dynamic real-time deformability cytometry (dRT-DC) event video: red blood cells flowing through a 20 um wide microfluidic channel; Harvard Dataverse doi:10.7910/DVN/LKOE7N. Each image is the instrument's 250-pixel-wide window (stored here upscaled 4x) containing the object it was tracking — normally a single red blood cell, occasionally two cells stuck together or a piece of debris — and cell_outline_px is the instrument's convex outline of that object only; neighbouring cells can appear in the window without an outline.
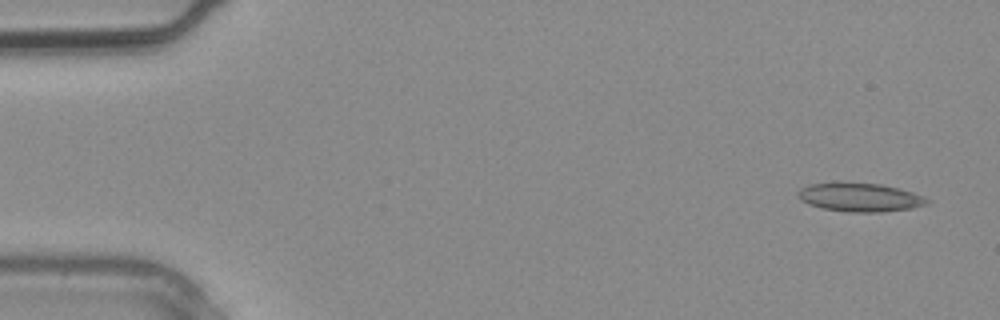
{"species": "common noctule bat (a hibernating species)", "species_latin": "Nyctalus noctula", "temperature_condition": "warm", "stored_images_in_passage": 3, "camera_frame_rate_fps": 3000, "um_per_image_px": 0.085, "animal": {"sex": "male", "body_mass_g": 20.4}, "frame": {"image": 1, "passage_image": 1, "time_ms": 0.0, "image_size_px": [1000, 320], "cell_outline_px": [[932, 200], [928, 204], [912, 208], [880, 212], [848, 212], [824, 208], [808, 204], [800, 200], [796, 192], [800, 188], [808, 184], [832, 180], [840, 180], [880, 184], [912, 192], [924, 196]], "centroid_in_image_um": [73.03, 16.73], "position_along_channel_um": 12.0, "area_um2": 22.25}}
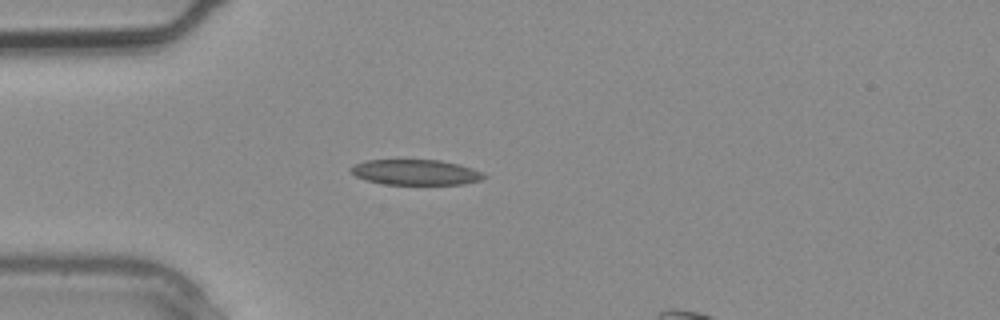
{"frame": {"image": 2, "passage_image": 3, "time_ms": 0.667, "image_size_px": [1000, 320], "cell_outline_px": [[488, 176], [480, 180], [464, 184], [384, 184], [364, 180], [356, 176], [348, 168], [352, 164], [364, 160], [440, 160], [460, 164], [484, 172]], "centroid_in_image_um": [35.32, 14.63], "position_along_channel_um": 49.7, "area_um2": 19.94}}